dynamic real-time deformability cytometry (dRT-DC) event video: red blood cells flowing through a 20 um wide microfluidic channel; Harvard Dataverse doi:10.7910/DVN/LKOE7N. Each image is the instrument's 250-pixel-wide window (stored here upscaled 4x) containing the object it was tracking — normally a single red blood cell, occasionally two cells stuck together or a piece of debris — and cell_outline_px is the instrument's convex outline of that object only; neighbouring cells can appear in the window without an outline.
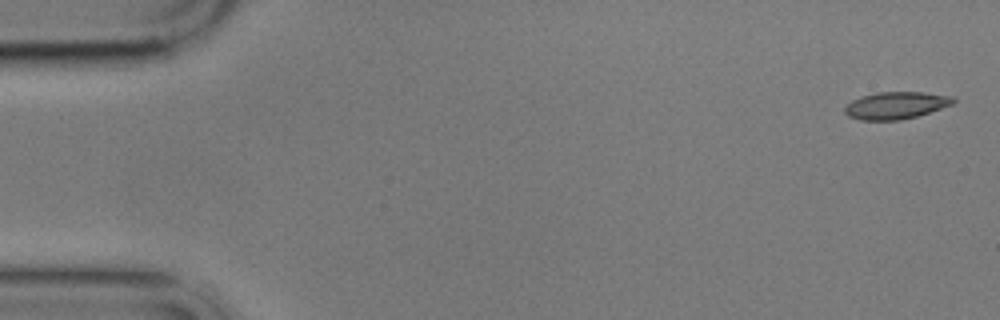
{"species": "common noctule bat (a hibernating species)", "species_latin": "Nyctalus noctula", "temperature_condition": "cold", "stored_images_in_passage": 4, "camera_frame_rate_fps": 3000, "um_per_image_px": 0.085, "animal": {"sex": "male", "body_mass_g": 17.9}, "frame": {"image": 1, "passage_image": 1, "time_ms": 0.0, "image_size_px": [1000, 320], "cell_outline_px": [[956, 100], [952, 104], [916, 116], [900, 120], [860, 120], [848, 116], [844, 112], [844, 108], [852, 100], [860, 96], [876, 92], [924, 92], [952, 96]], "centroid_in_image_um": [76.11, 8.95], "position_along_channel_um": 8.9, "area_um2": 17.11}}